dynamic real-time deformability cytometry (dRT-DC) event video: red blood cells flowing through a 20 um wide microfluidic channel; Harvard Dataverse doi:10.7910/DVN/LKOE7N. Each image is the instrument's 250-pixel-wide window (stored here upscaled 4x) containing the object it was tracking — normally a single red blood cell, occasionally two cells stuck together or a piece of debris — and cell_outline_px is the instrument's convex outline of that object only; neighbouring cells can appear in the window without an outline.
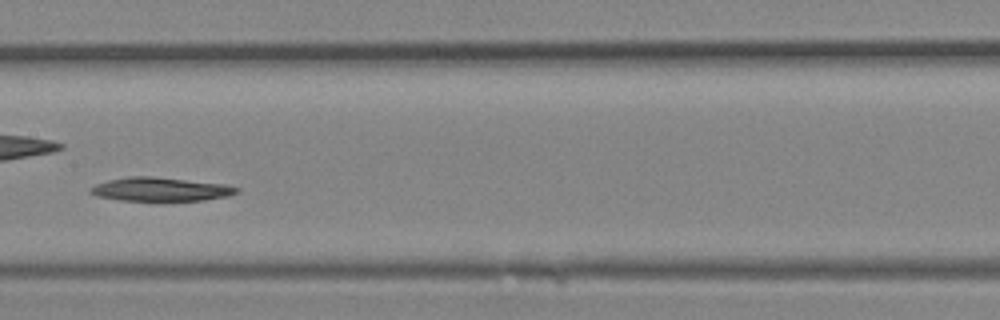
{"species": "Egyptian fruit bat (a non-hibernating species)", "species_latin": "Rousettus aegyptiacus", "temperature_condition": "room temperature", "stored_images_in_passage": 9, "camera_frame_rate_fps": 3000, "um_per_image_px": 0.085, "animal": {"sex": "female"}, "frame": {"image": 1, "passage_image": 8, "time_ms": 2.333, "image_size_px": [1000, 320], "cell_outline_px": [[240, 192], [228, 196], [204, 200], [164, 204], [120, 200], [96, 196], [88, 192], [88, 188], [96, 184], [108, 180], [128, 176], [152, 176], [224, 184], [240, 188]], "centroid_in_image_um": [13.63, 16.14], "position_along_channel_um": 193.8, "area_um2": 21.39}}